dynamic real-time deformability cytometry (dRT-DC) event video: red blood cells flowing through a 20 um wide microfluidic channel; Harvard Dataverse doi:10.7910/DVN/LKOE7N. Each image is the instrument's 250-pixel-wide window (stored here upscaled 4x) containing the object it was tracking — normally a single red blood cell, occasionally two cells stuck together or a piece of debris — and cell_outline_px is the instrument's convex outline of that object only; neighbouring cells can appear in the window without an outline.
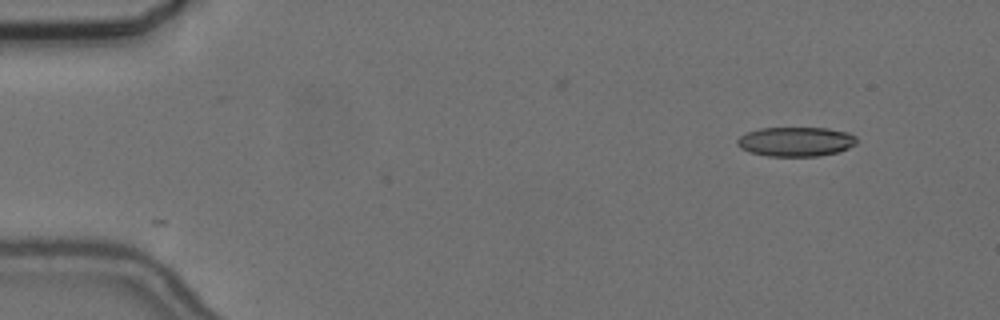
{"species": "common noctule bat (a hibernating species)", "species_latin": "Nyctalus noctula", "temperature_condition": "cold", "stored_images_in_passage": 51, "camera_frame_rate_fps": 3000, "um_per_image_px": 0.085, "animal": {"sex": "female", "body_mass_g": 24.6, "forearm_length_mm": 56.2}, "frame": {"image": 1, "passage_image": 1, "time_ms": 0.0, "image_size_px": [1000, 320], "cell_outline_px": [[856, 144], [840, 152], [820, 156], [768, 156], [748, 152], [740, 148], [736, 144], [736, 140], [740, 136], [748, 132], [760, 128], [828, 128], [848, 132], [856, 136]], "centroid_in_image_um": [67.65, 12.04], "position_along_channel_um": 17.4, "area_um2": 20.69}}
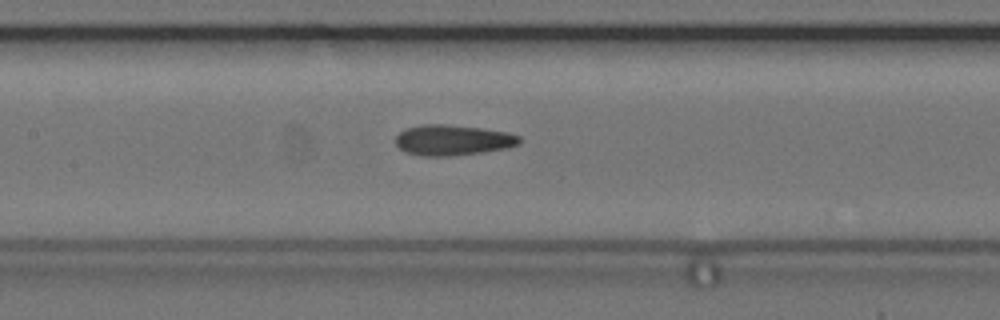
{"frame": {"image": 2, "passage_image": 22, "time_ms": 7.0, "image_size_px": [1000, 320], "cell_outline_px": [[520, 144], [508, 148], [484, 152], [452, 156], [424, 156], [408, 152], [400, 148], [396, 144], [396, 136], [400, 132], [408, 128], [420, 124], [444, 124], [480, 128], [508, 132], [520, 136]], "centroid_in_image_um": [38.52, 11.91], "position_along_channel_um": 168.9, "area_um2": 22.02}}
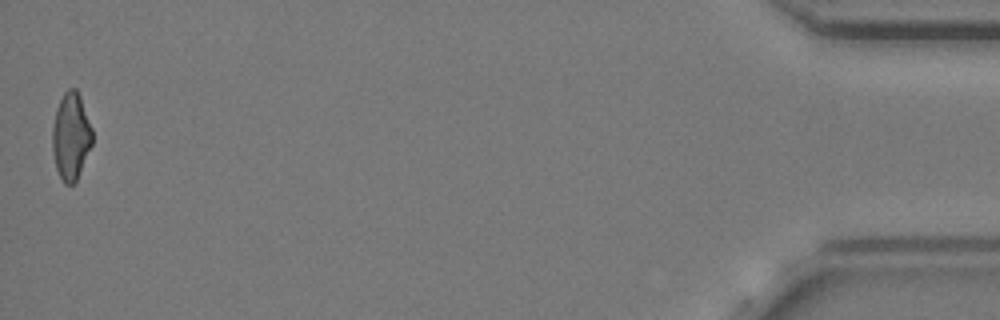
{"frame": {"image": 3, "passage_image": 51, "time_ms": 16.667, "image_size_px": [1000, 320], "cell_outline_px": [[92, 144], [76, 180], [72, 184], [64, 184], [56, 168], [52, 152], [52, 128], [56, 108], [64, 92], [68, 88], [76, 88], [80, 96], [92, 128]], "centroid_in_image_um": [6.01, 11.56], "position_along_channel_um": 429.2, "area_um2": 20.17}, "authors_computed_cell_mechanics": {"area_um2": 21.386, "velocity_mm_per_s": 3.6682, "shape_relaxation_time_tau1_ms": 3.555, "shape_relaxation_time_tau2_ms": 2.2921, "deformation_change_tau1": 0.1425, "deformation_change_tau2": 0.1202}}